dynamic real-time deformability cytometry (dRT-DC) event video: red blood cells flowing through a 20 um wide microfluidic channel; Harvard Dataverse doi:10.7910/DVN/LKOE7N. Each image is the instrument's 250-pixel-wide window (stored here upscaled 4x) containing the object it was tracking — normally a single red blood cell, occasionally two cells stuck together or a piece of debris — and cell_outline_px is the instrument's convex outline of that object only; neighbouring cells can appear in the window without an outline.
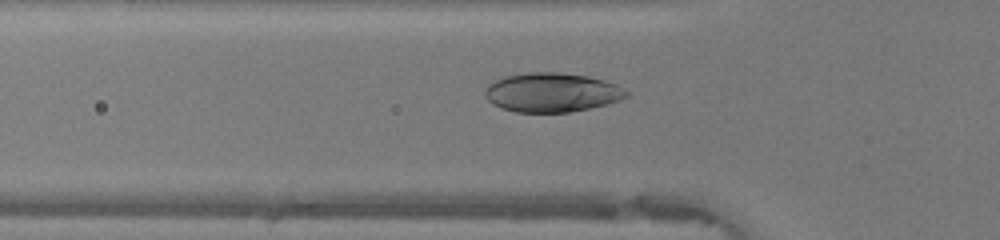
{"species": "human", "species_latin": "Homo sapiens", "temperature_condition": "warm", "stored_images_in_passage": 32, "camera_frame_rate_fps": 3000, "um_per_image_px": 0.085, "donor": {"sex": "female"}, "frame": {"image": 1, "passage_image": 8, "time_ms": 2.333, "image_size_px": [1000, 240], "cell_outline_px": [[628, 96], [620, 100], [608, 104], [568, 112], [516, 112], [500, 108], [492, 104], [484, 96], [484, 92], [488, 84], [504, 76], [528, 72], [560, 72], [588, 76], [604, 80], [616, 84], [628, 92]], "centroid_in_image_um": [46.89, 7.85], "position_along_channel_um": 78.9, "area_um2": 32.43}}
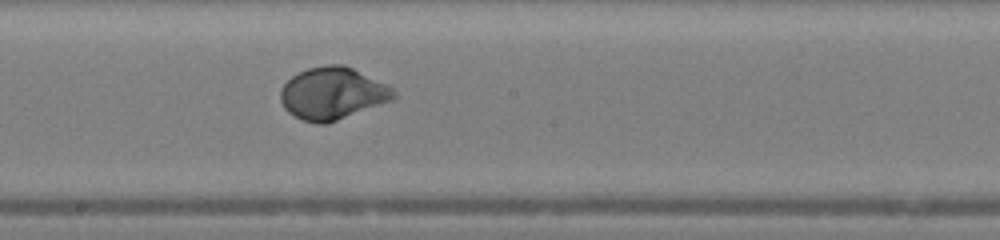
{"frame": {"image": 2, "passage_image": 18, "time_ms": 5.667, "image_size_px": [1000, 240], "cell_outline_px": [[396, 96], [392, 100], [328, 124], [316, 124], [304, 120], [288, 112], [284, 108], [280, 100], [280, 88], [292, 76], [308, 68], [324, 64], [344, 64], [388, 84], [396, 92]], "centroid_in_image_um": [28.27, 7.93], "position_along_channel_um": 219.9, "area_um2": 34.62}}
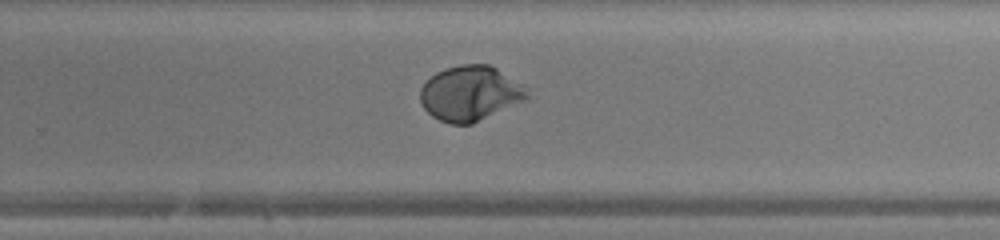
{"frame": {"image": 3, "passage_image": 23, "time_ms": 7.333, "image_size_px": [1000, 240], "cell_outline_px": [[528, 96], [524, 100], [472, 124], [452, 124], [440, 120], [432, 116], [424, 108], [420, 100], [420, 88], [436, 72], [444, 68], [460, 64], [488, 64], [496, 68], [524, 84]], "centroid_in_image_um": [39.95, 7.92], "position_along_channel_um": 289.9, "area_um2": 34.04}}